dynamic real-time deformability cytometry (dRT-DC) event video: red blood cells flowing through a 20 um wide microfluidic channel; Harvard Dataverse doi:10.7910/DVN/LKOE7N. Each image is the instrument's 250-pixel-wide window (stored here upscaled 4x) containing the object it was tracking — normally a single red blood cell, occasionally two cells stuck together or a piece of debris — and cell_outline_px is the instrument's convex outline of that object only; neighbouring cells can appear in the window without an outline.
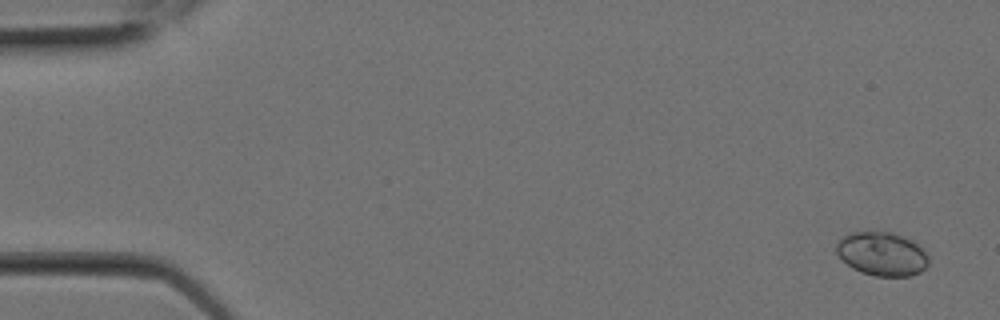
{"species": "Egyptian fruit bat (a non-hibernating species)", "species_latin": "Rousettus aegyptiacus", "temperature_condition": "room temperature", "stored_images_in_passage": 11, "camera_frame_rate_fps": 3000, "um_per_image_px": 0.085, "animal": {"sex": "female"}, "frame": {"image": 1, "passage_image": 1, "time_ms": 0.0, "image_size_px": [1000, 320], "cell_outline_px": [[928, 264], [920, 272], [908, 276], [876, 276], [860, 272], [852, 268], [836, 252], [836, 244], [844, 236], [852, 232], [896, 232], [912, 240], [928, 256]], "centroid_in_image_um": [74.97, 21.58], "position_along_channel_um": 10.0, "area_um2": 23.29}}
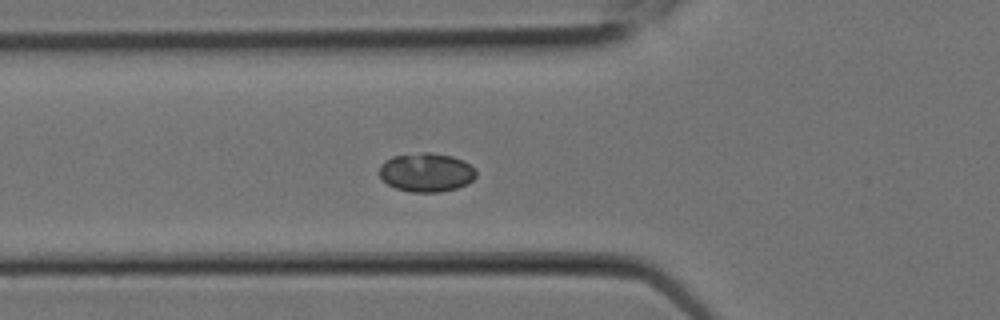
{"frame": {"image": 2, "passage_image": 8, "time_ms": 2.333, "image_size_px": [1000, 320], "cell_outline_px": [[476, 176], [468, 184], [456, 188], [440, 192], [412, 192], [396, 188], [388, 184], [380, 176], [380, 164], [384, 160], [392, 156], [424, 152], [432, 152], [452, 156], [464, 160], [476, 168]], "centroid_in_image_um": [36.26, 14.64], "position_along_channel_um": 89.5, "area_um2": 22.08}}
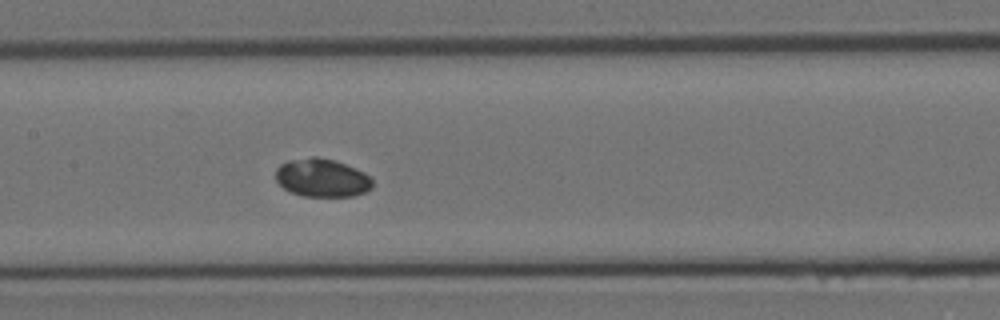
{"frame": {"image": 3, "passage_image": 11, "time_ms": 3.333, "image_size_px": [1000, 320], "cell_outline_px": [[372, 188], [364, 192], [352, 196], [304, 196], [292, 192], [284, 188], [276, 180], [276, 168], [280, 164], [288, 160], [312, 156], [316, 156], [336, 160], [356, 168], [364, 172], [372, 180]], "centroid_in_image_um": [27.36, 15.09], "position_along_channel_um": 180.0, "area_um2": 21.62}}